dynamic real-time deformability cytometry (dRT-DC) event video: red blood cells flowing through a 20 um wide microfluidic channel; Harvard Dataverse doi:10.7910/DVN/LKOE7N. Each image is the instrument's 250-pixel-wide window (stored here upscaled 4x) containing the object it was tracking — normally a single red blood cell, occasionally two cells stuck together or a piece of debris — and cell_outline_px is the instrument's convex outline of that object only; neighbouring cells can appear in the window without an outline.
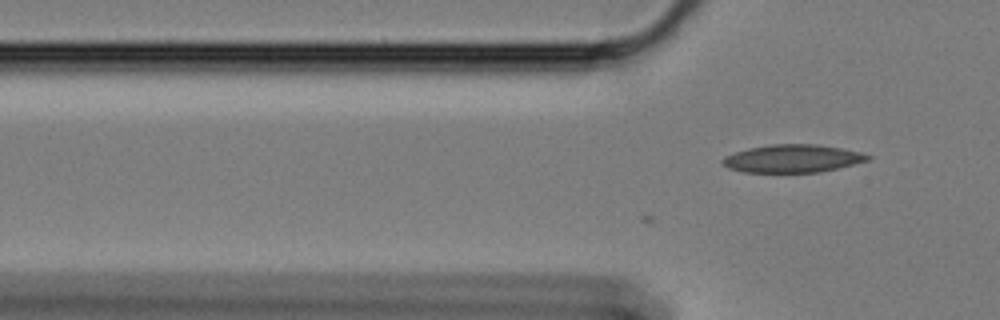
{"species": "Egyptian fruit bat (a non-hibernating species)", "species_latin": "Rousettus aegyptiacus", "temperature_condition": "cold", "stored_images_in_passage": 9, "camera_frame_rate_fps": 3000, "um_per_image_px": 0.085, "animal": {"sex": "female"}, "frame": {"image": 1, "passage_image": 9, "time_ms": 2.667, "image_size_px": [1000, 320], "cell_outline_px": [[872, 156], [868, 160], [820, 172], [744, 172], [728, 168], [720, 160], [724, 156], [748, 148], [772, 144], [816, 144], [840, 148], [860, 152]], "centroid_in_image_um": [67.33, 13.47], "position_along_channel_um": 58.5, "area_um2": 23.35}}